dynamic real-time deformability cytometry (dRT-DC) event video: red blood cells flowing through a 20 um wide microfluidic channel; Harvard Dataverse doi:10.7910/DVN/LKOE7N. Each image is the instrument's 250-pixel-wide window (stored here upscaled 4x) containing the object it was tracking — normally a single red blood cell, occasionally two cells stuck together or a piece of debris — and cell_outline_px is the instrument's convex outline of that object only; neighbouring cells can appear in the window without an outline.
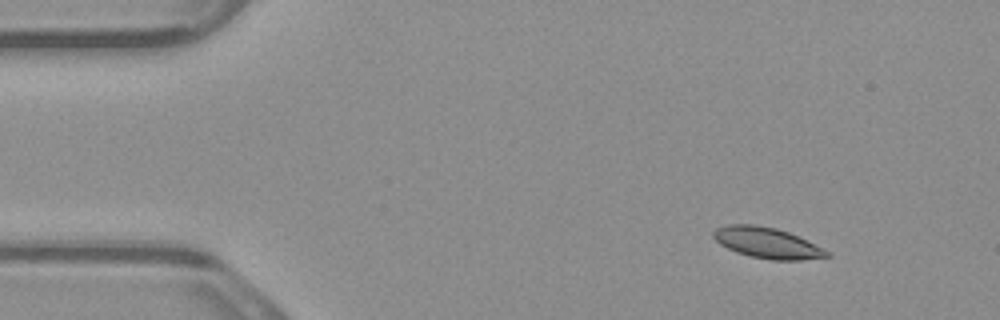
{"species": "common noctule bat (a hibernating species)", "species_latin": "Nyctalus noctula", "temperature_condition": "warm", "stored_images_in_passage": 4, "camera_frame_rate_fps": 3000, "um_per_image_px": 0.085, "animal": {"sex": "male", "body_mass_g": 23.1, "forearm_length_mm": 52.7}, "frame": {"image": 1, "passage_image": 1, "time_ms": 0.0, "image_size_px": [1000, 320], "cell_outline_px": [[832, 256], [800, 260], [772, 260], [752, 256], [736, 252], [720, 244], [712, 236], [712, 232], [716, 228], [728, 224], [752, 224], [776, 228], [788, 232], [832, 252]], "centroid_in_image_um": [65.21, 20.64], "position_along_channel_um": 19.8, "area_um2": 20.29}}
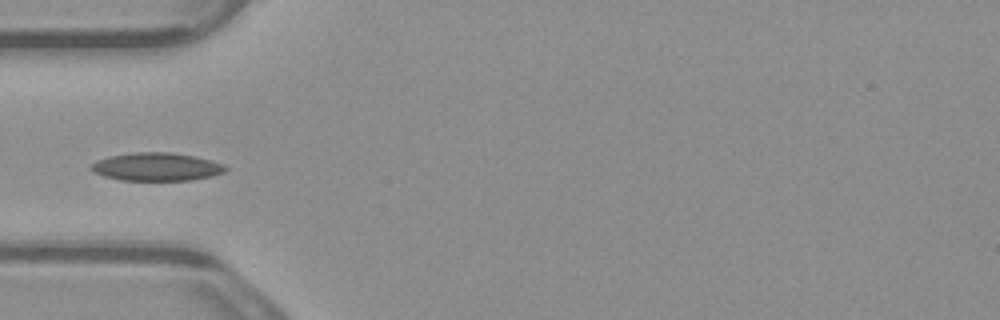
{"frame": {"image": 2, "passage_image": 4, "time_ms": 1.0, "image_size_px": [1000, 320], "cell_outline_px": [[228, 168], [224, 172], [212, 176], [192, 180], [120, 180], [104, 176], [88, 168], [96, 160], [108, 156], [132, 152], [168, 152], [192, 156], [224, 164]], "centroid_in_image_um": [13.28, 14.18], "position_along_channel_um": 71.7, "area_um2": 21.91}}